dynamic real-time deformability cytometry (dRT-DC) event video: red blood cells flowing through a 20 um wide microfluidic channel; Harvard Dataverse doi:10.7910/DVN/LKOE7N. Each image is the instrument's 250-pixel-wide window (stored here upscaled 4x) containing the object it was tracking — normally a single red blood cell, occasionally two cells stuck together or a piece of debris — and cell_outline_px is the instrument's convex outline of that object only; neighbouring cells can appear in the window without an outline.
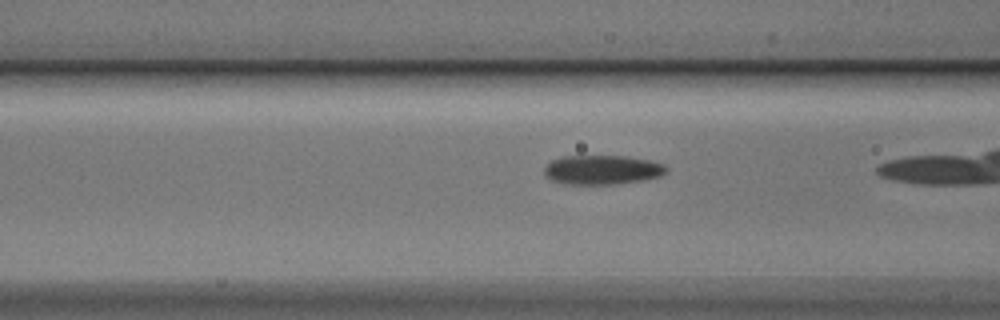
{"species": "Egyptian fruit bat (a non-hibernating species)", "species_latin": "Rousettus aegyptiacus", "temperature_condition": "cold", "stored_images_in_passage": 26, "camera_frame_rate_fps": 3000, "um_per_image_px": 0.085, "animal": {"sex": "male"}, "frame": {"image": 1, "passage_image": 5, "time_ms": 1.333, "image_size_px": [1000, 320], "cell_outline_px": [[668, 172], [660, 176], [644, 180], [620, 184], [564, 184], [552, 180], [544, 176], [544, 168], [552, 160], [564, 156], [624, 156], [648, 160], [664, 164], [668, 168]], "centroid_in_image_um": [51.2, 14.44], "position_along_channel_um": 115.4, "area_um2": 20.98}}
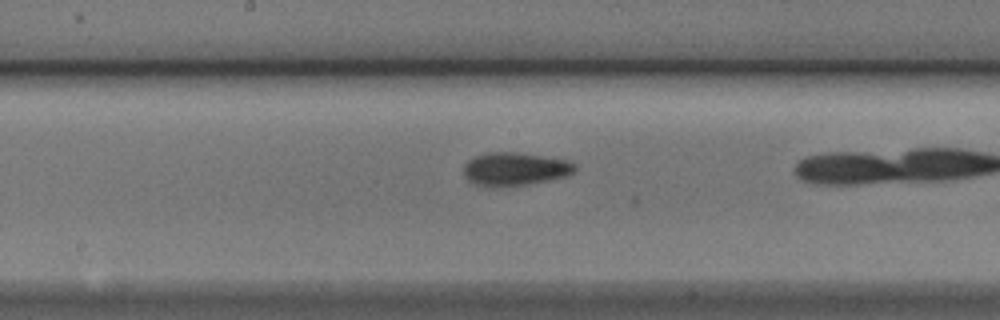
{"frame": {"image": 2, "passage_image": 12, "time_ms": 3.667, "image_size_px": [1000, 320], "cell_outline_px": [[576, 168], [568, 176], [528, 184], [496, 188], [484, 188], [472, 184], [464, 176], [464, 164], [468, 160], [476, 156], [488, 152], [520, 152], [568, 160], [576, 164]], "centroid_in_image_um": [43.73, 14.38], "position_along_channel_um": 204.5, "area_um2": 22.02}}
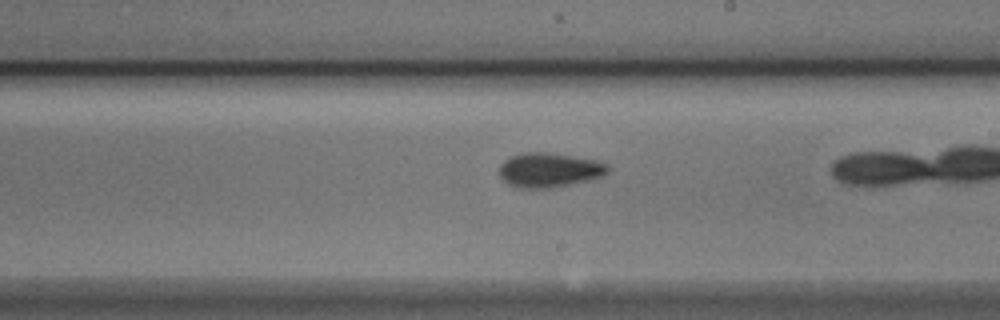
{"frame": {"image": 3, "passage_image": 15, "time_ms": 4.667, "image_size_px": [1000, 320], "cell_outline_px": [[608, 172], [604, 176], [592, 180], [552, 188], [520, 188], [508, 184], [500, 176], [500, 164], [504, 160], [512, 156], [524, 152], [544, 152], [596, 160], [608, 164]], "centroid_in_image_um": [46.71, 14.46], "position_along_channel_um": 242.3, "area_um2": 21.85}}